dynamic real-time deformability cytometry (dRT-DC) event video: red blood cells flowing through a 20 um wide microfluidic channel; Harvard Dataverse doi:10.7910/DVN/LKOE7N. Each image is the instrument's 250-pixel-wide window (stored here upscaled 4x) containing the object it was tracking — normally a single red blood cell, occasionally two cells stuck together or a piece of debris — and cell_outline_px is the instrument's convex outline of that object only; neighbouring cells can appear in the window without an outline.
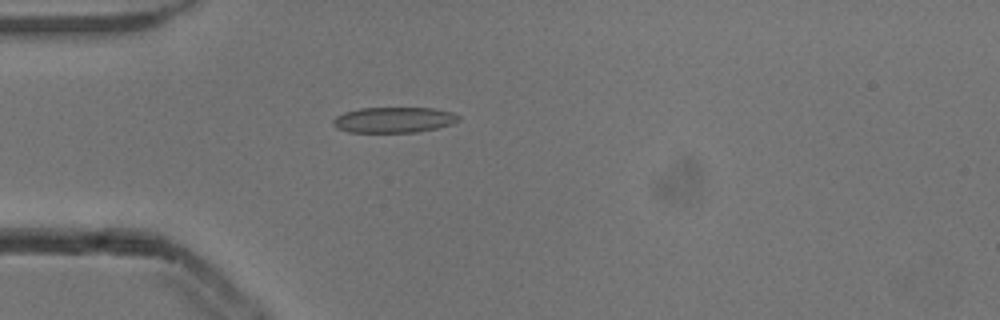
{"species": "common noctule bat (a hibernating species)", "species_latin": "Nyctalus noctula", "temperature_condition": "cold", "stored_images_in_passage": 40, "camera_frame_rate_fps": 3000, "um_per_image_px": 0.085, "animal": {"sex": "male", "body_mass_g": 13.3}, "frame": {"image": 1, "passage_image": 1, "time_ms": 0.0, "image_size_px": [1000, 320], "cell_outline_px": [[460, 120], [452, 124], [436, 128], [416, 132], [348, 132], [336, 128], [332, 124], [332, 120], [336, 116], [344, 112], [360, 108], [432, 108], [452, 112], [460, 116]], "centroid_in_image_um": [33.46, 10.19], "position_along_channel_um": 51.5, "area_um2": 18.79}}
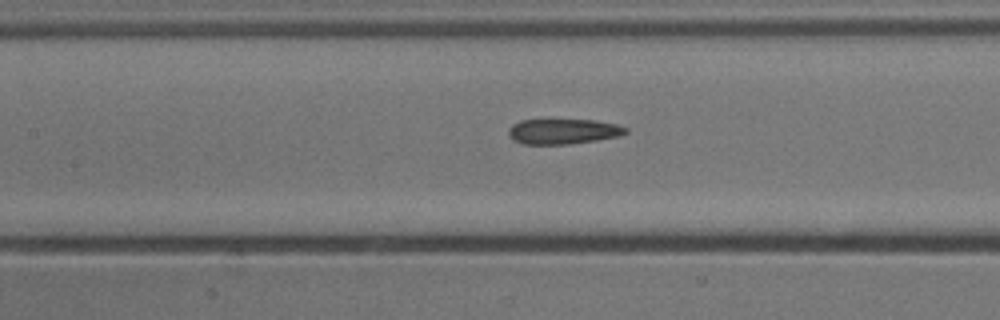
{"frame": {"image": 2, "passage_image": 10, "time_ms": 3.0, "image_size_px": [1000, 320], "cell_outline_px": [[628, 132], [620, 136], [596, 140], [568, 144], [524, 144], [512, 140], [508, 136], [508, 128], [512, 124], [520, 120], [596, 120], [616, 124], [628, 128]], "centroid_in_image_um": [47.85, 11.17], "position_along_channel_um": 159.6, "area_um2": 17.34}}
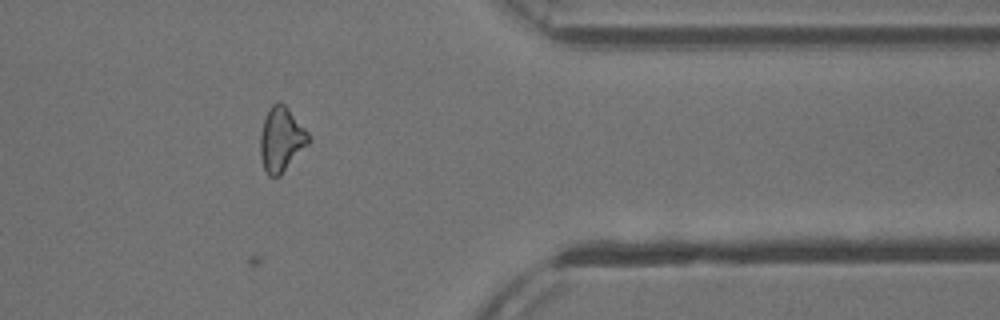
{"frame": {"image": 3, "passage_image": 29, "time_ms": 9.333, "image_size_px": [1000, 320], "cell_outline_px": [[312, 140], [280, 176], [268, 176], [264, 168], [260, 156], [260, 132], [264, 120], [272, 104], [276, 100], [280, 100], [288, 108], [308, 132]], "centroid_in_image_um": [23.91, 11.84], "position_along_channel_um": 387.5, "area_um2": 18.21}}